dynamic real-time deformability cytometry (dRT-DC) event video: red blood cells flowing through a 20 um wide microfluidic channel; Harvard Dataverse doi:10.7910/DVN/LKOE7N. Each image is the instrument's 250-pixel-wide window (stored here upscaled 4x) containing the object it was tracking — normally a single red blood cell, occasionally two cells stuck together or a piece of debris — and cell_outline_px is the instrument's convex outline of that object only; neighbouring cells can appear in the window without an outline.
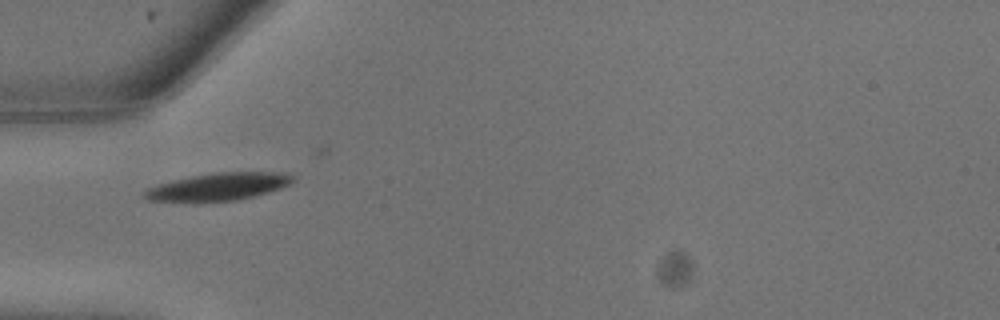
{"species": "common noctule bat (a hibernating species)", "species_latin": "Nyctalus noctula", "temperature_condition": "warm", "stored_images_in_passage": 2, "camera_frame_rate_fps": 3000, "um_per_image_px": 0.085, "animal": {"sex": "male", "body_mass_g": 13.3}, "frame": {"image": 1, "passage_image": 1, "time_ms": 0.0, "image_size_px": [1000, 320], "cell_outline_px": [[292, 184], [268, 192], [236, 200], [200, 204], [192, 204], [148, 200], [144, 196], [144, 192], [148, 188], [156, 184], [188, 176], [212, 172], [288, 172], [292, 176]], "centroid_in_image_um": [18.48, 15.9], "position_along_channel_um": 66.5, "area_um2": 24.68}}